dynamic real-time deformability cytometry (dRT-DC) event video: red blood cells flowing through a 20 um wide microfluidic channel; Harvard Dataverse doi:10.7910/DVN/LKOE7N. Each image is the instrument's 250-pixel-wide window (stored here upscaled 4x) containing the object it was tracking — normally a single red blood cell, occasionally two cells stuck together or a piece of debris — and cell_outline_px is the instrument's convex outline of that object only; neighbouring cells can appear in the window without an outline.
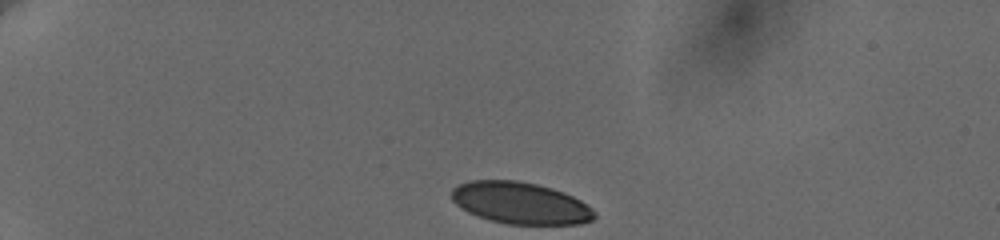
{"species": "human", "species_latin": "Homo sapiens", "temperature_condition": "cold", "stored_images_in_passage": 38, "camera_frame_rate_fps": 3000, "um_per_image_px": 0.085, "donor": {"sex": "female"}, "frame": {"image": 1, "passage_image": 1, "time_ms": 0.0, "image_size_px": [1000, 240], "cell_outline_px": [[596, 216], [592, 220], [580, 224], [508, 224], [488, 220], [476, 216], [460, 208], [452, 200], [452, 188], [460, 184], [472, 180], [516, 180], [536, 184], [552, 188], [572, 196], [580, 200], [592, 208], [596, 212]], "centroid_in_image_um": [44.22, 17.26], "position_along_channel_um": 40.8, "area_um2": 34.85}}
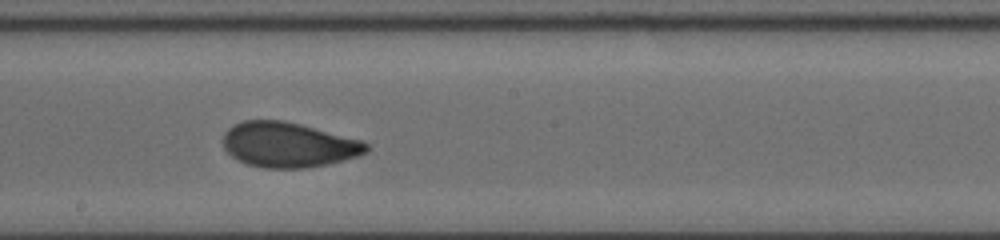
{"frame": {"image": 2, "passage_image": 22, "time_ms": 7.0, "image_size_px": [1000, 240], "cell_outline_px": [[368, 152], [360, 156], [328, 164], [304, 168], [264, 168], [248, 164], [236, 160], [224, 148], [224, 132], [228, 128], [244, 120], [284, 120], [364, 140], [368, 144]], "centroid_in_image_um": [24.55, 12.31], "position_along_channel_um": 223.7, "area_um2": 37.8}}
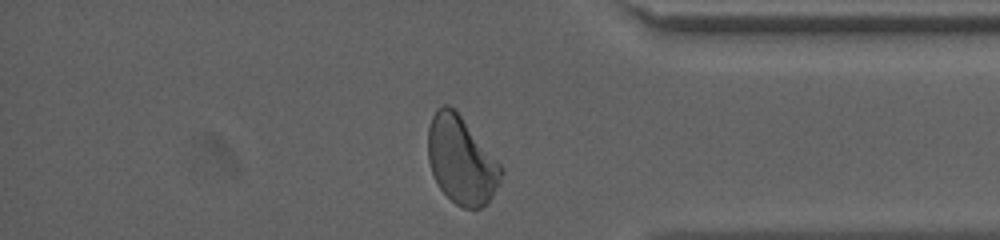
{"frame": {"image": 3, "passage_image": 37, "time_ms": 12.0, "image_size_px": [1000, 240], "cell_outline_px": [[504, 172], [488, 204], [480, 208], [464, 208], [456, 204], [440, 188], [432, 172], [428, 160], [428, 128], [432, 116], [436, 108], [444, 104], [448, 104], [456, 108], [504, 168]], "centroid_in_image_um": [39.22, 13.58], "position_along_channel_um": 396.0, "area_um2": 37.57}, "authors_computed_cell_mechanics": {"area_um2": 37.3966, "velocity_mm_per_s": 3.6292, "shape_relaxation_time_tau1_ms": 5.0499, "shape_relaxation_time_tau2_ms": 0.8107, "deformation_change_tau1": 0.153, "deformation_change_tau2": 0.0522}}